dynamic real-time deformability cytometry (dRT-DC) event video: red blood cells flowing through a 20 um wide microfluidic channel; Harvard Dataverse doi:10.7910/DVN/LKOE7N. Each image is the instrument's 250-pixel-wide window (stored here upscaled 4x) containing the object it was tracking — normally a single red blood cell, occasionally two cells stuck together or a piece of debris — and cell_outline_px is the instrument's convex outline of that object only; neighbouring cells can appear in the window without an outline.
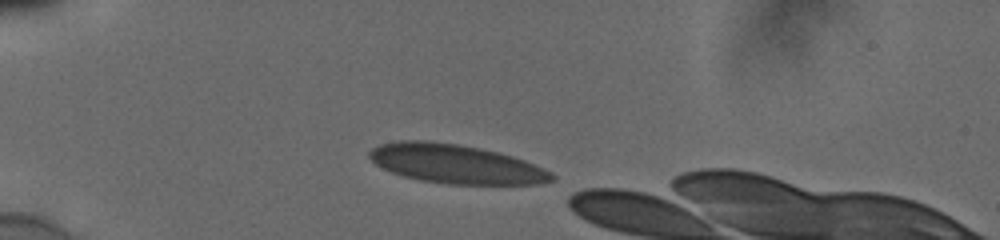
{"species": "human", "species_latin": "Homo sapiens", "temperature_condition": "cold", "stored_images_in_passage": 35, "camera_frame_rate_fps": 3000, "um_per_image_px": 0.085, "donor": {"sex": "male"}, "frame": {"image": 1, "passage_image": 1, "time_ms": 0.0, "image_size_px": [1000, 240], "cell_outline_px": [[556, 180], [536, 184], [448, 184], [420, 180], [404, 176], [392, 172], [376, 164], [368, 156], [368, 152], [372, 148], [380, 144], [400, 140], [428, 140], [460, 144], [480, 148], [512, 156], [524, 160], [544, 168], [552, 172], [556, 176]], "centroid_in_image_um": [38.75, 13.93], "position_along_channel_um": 46.2, "area_um2": 41.5}}
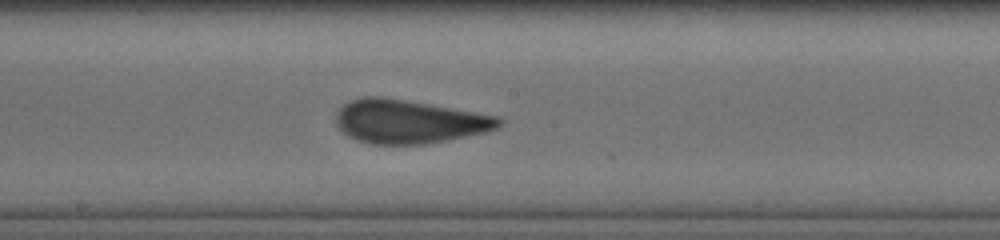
{"frame": {"image": 2, "passage_image": 17, "time_ms": 5.333, "image_size_px": [1000, 240], "cell_outline_px": [[504, 124], [488, 132], [448, 140], [424, 144], [368, 144], [356, 140], [348, 136], [336, 124], [336, 112], [344, 104], [352, 100], [364, 96], [380, 96], [500, 116], [504, 120]], "centroid_in_image_um": [34.79, 10.34], "position_along_channel_um": 213.4, "area_um2": 41.5}}
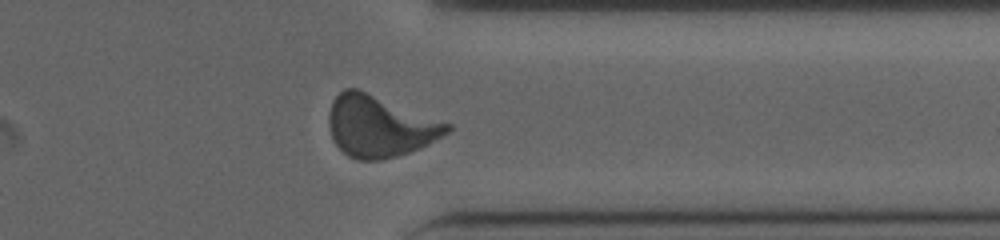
{"frame": {"image": 3, "passage_image": 30, "time_ms": 9.667, "image_size_px": [1000, 240], "cell_outline_px": [[452, 128], [448, 132], [428, 144], [420, 148], [396, 156], [380, 160], [356, 160], [348, 156], [332, 140], [328, 124], [328, 112], [332, 100], [344, 88], [356, 88], [452, 124]], "centroid_in_image_um": [32.24, 10.73], "position_along_channel_um": 379.2, "area_um2": 42.19}}